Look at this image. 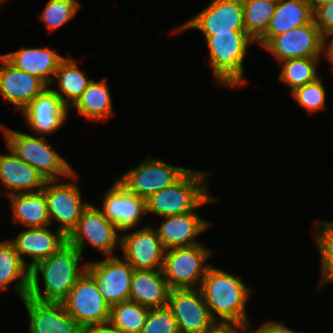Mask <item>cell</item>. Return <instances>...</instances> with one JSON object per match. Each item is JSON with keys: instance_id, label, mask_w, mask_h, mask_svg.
Masks as SVG:
<instances>
[{"instance_id": "8992f818", "label": "cell", "mask_w": 333, "mask_h": 333, "mask_svg": "<svg viewBox=\"0 0 333 333\" xmlns=\"http://www.w3.org/2000/svg\"><path fill=\"white\" fill-rule=\"evenodd\" d=\"M212 250L201 243L165 251L162 271L171 289L200 288ZM199 285V286H198Z\"/></svg>"}, {"instance_id": "7a4b0ae2", "label": "cell", "mask_w": 333, "mask_h": 333, "mask_svg": "<svg viewBox=\"0 0 333 333\" xmlns=\"http://www.w3.org/2000/svg\"><path fill=\"white\" fill-rule=\"evenodd\" d=\"M241 280V277L230 275L221 269L211 266L208 268L200 289L216 322L250 326L245 303L251 294V289Z\"/></svg>"}, {"instance_id": "7c38bea8", "label": "cell", "mask_w": 333, "mask_h": 333, "mask_svg": "<svg viewBox=\"0 0 333 333\" xmlns=\"http://www.w3.org/2000/svg\"><path fill=\"white\" fill-rule=\"evenodd\" d=\"M324 42L325 37L313 20L274 36L263 48L281 62L296 58H320L324 54Z\"/></svg>"}, {"instance_id": "83f0119b", "label": "cell", "mask_w": 333, "mask_h": 333, "mask_svg": "<svg viewBox=\"0 0 333 333\" xmlns=\"http://www.w3.org/2000/svg\"><path fill=\"white\" fill-rule=\"evenodd\" d=\"M107 81L100 82L92 81L88 84L87 88L83 91L80 98L72 106L77 109L80 115L100 122L106 120L112 115V99L109 91Z\"/></svg>"}, {"instance_id": "8fae6325", "label": "cell", "mask_w": 333, "mask_h": 333, "mask_svg": "<svg viewBox=\"0 0 333 333\" xmlns=\"http://www.w3.org/2000/svg\"><path fill=\"white\" fill-rule=\"evenodd\" d=\"M55 182L46 180L42 190L47 200L50 223L52 218L57 221L60 224L58 230L68 237L90 203L81 201V192L76 183Z\"/></svg>"}, {"instance_id": "ab89813d", "label": "cell", "mask_w": 333, "mask_h": 333, "mask_svg": "<svg viewBox=\"0 0 333 333\" xmlns=\"http://www.w3.org/2000/svg\"><path fill=\"white\" fill-rule=\"evenodd\" d=\"M84 333H123L110 321L98 323L87 327Z\"/></svg>"}, {"instance_id": "5bb4252c", "label": "cell", "mask_w": 333, "mask_h": 333, "mask_svg": "<svg viewBox=\"0 0 333 333\" xmlns=\"http://www.w3.org/2000/svg\"><path fill=\"white\" fill-rule=\"evenodd\" d=\"M167 307L180 333H205L216 323L200 288L171 289Z\"/></svg>"}, {"instance_id": "d6986e66", "label": "cell", "mask_w": 333, "mask_h": 333, "mask_svg": "<svg viewBox=\"0 0 333 333\" xmlns=\"http://www.w3.org/2000/svg\"><path fill=\"white\" fill-rule=\"evenodd\" d=\"M21 112L30 129L44 137L63 126L68 108L52 88L47 87Z\"/></svg>"}, {"instance_id": "cb8c5ba5", "label": "cell", "mask_w": 333, "mask_h": 333, "mask_svg": "<svg viewBox=\"0 0 333 333\" xmlns=\"http://www.w3.org/2000/svg\"><path fill=\"white\" fill-rule=\"evenodd\" d=\"M3 56L16 68L39 77L48 86L53 83V75L65 58L48 47H22L18 51L3 54Z\"/></svg>"}, {"instance_id": "4fadbf2b", "label": "cell", "mask_w": 333, "mask_h": 333, "mask_svg": "<svg viewBox=\"0 0 333 333\" xmlns=\"http://www.w3.org/2000/svg\"><path fill=\"white\" fill-rule=\"evenodd\" d=\"M86 271L94 278L99 292L111 307L129 300L134 268L123 258L107 256L105 260L86 263Z\"/></svg>"}, {"instance_id": "f546056e", "label": "cell", "mask_w": 333, "mask_h": 333, "mask_svg": "<svg viewBox=\"0 0 333 333\" xmlns=\"http://www.w3.org/2000/svg\"><path fill=\"white\" fill-rule=\"evenodd\" d=\"M246 33L256 42L265 32L277 3L267 0H242Z\"/></svg>"}, {"instance_id": "e0dca14e", "label": "cell", "mask_w": 333, "mask_h": 333, "mask_svg": "<svg viewBox=\"0 0 333 333\" xmlns=\"http://www.w3.org/2000/svg\"><path fill=\"white\" fill-rule=\"evenodd\" d=\"M0 94L20 112L47 87L39 77L16 68L0 55Z\"/></svg>"}, {"instance_id": "8d00e7d4", "label": "cell", "mask_w": 333, "mask_h": 333, "mask_svg": "<svg viewBox=\"0 0 333 333\" xmlns=\"http://www.w3.org/2000/svg\"><path fill=\"white\" fill-rule=\"evenodd\" d=\"M315 25L325 37L333 31V0L314 12Z\"/></svg>"}, {"instance_id": "4dcf8cb0", "label": "cell", "mask_w": 333, "mask_h": 333, "mask_svg": "<svg viewBox=\"0 0 333 333\" xmlns=\"http://www.w3.org/2000/svg\"><path fill=\"white\" fill-rule=\"evenodd\" d=\"M319 61L320 58H296L281 61L283 67L279 73V79L287 84L293 92L295 89L319 78L316 72Z\"/></svg>"}, {"instance_id": "52a82bcc", "label": "cell", "mask_w": 333, "mask_h": 333, "mask_svg": "<svg viewBox=\"0 0 333 333\" xmlns=\"http://www.w3.org/2000/svg\"><path fill=\"white\" fill-rule=\"evenodd\" d=\"M120 230L94 205L89 204L82 212L77 226L67 237V242L81 254L88 245L107 256H113L121 241Z\"/></svg>"}, {"instance_id": "1f68e13d", "label": "cell", "mask_w": 333, "mask_h": 333, "mask_svg": "<svg viewBox=\"0 0 333 333\" xmlns=\"http://www.w3.org/2000/svg\"><path fill=\"white\" fill-rule=\"evenodd\" d=\"M148 312L149 308L128 300L110 307L109 321L123 333H140Z\"/></svg>"}, {"instance_id": "f1b7e54d", "label": "cell", "mask_w": 333, "mask_h": 333, "mask_svg": "<svg viewBox=\"0 0 333 333\" xmlns=\"http://www.w3.org/2000/svg\"><path fill=\"white\" fill-rule=\"evenodd\" d=\"M54 81H57L59 90H52L68 108L76 103L92 79H88L79 69L77 62L68 56L60 62Z\"/></svg>"}, {"instance_id": "ffe728a7", "label": "cell", "mask_w": 333, "mask_h": 333, "mask_svg": "<svg viewBox=\"0 0 333 333\" xmlns=\"http://www.w3.org/2000/svg\"><path fill=\"white\" fill-rule=\"evenodd\" d=\"M9 241L14 245L23 262L31 268L39 261L56 253L67 243V237L58 229L54 232L50 231L48 226L28 227ZM24 255L32 258L29 264L22 257Z\"/></svg>"}, {"instance_id": "ac0fdd59", "label": "cell", "mask_w": 333, "mask_h": 333, "mask_svg": "<svg viewBox=\"0 0 333 333\" xmlns=\"http://www.w3.org/2000/svg\"><path fill=\"white\" fill-rule=\"evenodd\" d=\"M22 302L29 316V333H84L62 303L39 302L27 296Z\"/></svg>"}, {"instance_id": "9a60e30c", "label": "cell", "mask_w": 333, "mask_h": 333, "mask_svg": "<svg viewBox=\"0 0 333 333\" xmlns=\"http://www.w3.org/2000/svg\"><path fill=\"white\" fill-rule=\"evenodd\" d=\"M120 247L123 258L134 269L157 270L163 267L166 250L153 227L146 226L134 233L121 234Z\"/></svg>"}, {"instance_id": "2e32d148", "label": "cell", "mask_w": 333, "mask_h": 333, "mask_svg": "<svg viewBox=\"0 0 333 333\" xmlns=\"http://www.w3.org/2000/svg\"><path fill=\"white\" fill-rule=\"evenodd\" d=\"M99 209L119 230L128 231L139 224L146 215V200L129 192L116 180L105 193Z\"/></svg>"}, {"instance_id": "30bf717a", "label": "cell", "mask_w": 333, "mask_h": 333, "mask_svg": "<svg viewBox=\"0 0 333 333\" xmlns=\"http://www.w3.org/2000/svg\"><path fill=\"white\" fill-rule=\"evenodd\" d=\"M196 28L205 36L215 33H246L242 0H212L207 7L193 16L175 32Z\"/></svg>"}, {"instance_id": "7402d4cb", "label": "cell", "mask_w": 333, "mask_h": 333, "mask_svg": "<svg viewBox=\"0 0 333 333\" xmlns=\"http://www.w3.org/2000/svg\"><path fill=\"white\" fill-rule=\"evenodd\" d=\"M10 154H0V180L7 196L17 193L38 192L46 180L33 167L20 159L11 149Z\"/></svg>"}, {"instance_id": "b9f144b4", "label": "cell", "mask_w": 333, "mask_h": 333, "mask_svg": "<svg viewBox=\"0 0 333 333\" xmlns=\"http://www.w3.org/2000/svg\"><path fill=\"white\" fill-rule=\"evenodd\" d=\"M333 282V269H321L320 285Z\"/></svg>"}, {"instance_id": "5b68a950", "label": "cell", "mask_w": 333, "mask_h": 333, "mask_svg": "<svg viewBox=\"0 0 333 333\" xmlns=\"http://www.w3.org/2000/svg\"><path fill=\"white\" fill-rule=\"evenodd\" d=\"M6 139L7 148L25 161L45 180H59L60 176L77 180L78 176L68 164L46 141L45 136L35 137L23 132L14 131L0 124Z\"/></svg>"}, {"instance_id": "4316f807", "label": "cell", "mask_w": 333, "mask_h": 333, "mask_svg": "<svg viewBox=\"0 0 333 333\" xmlns=\"http://www.w3.org/2000/svg\"><path fill=\"white\" fill-rule=\"evenodd\" d=\"M17 280L16 292L21 300L28 295L30 268L23 262L14 245L9 240L0 241V291L8 289V284Z\"/></svg>"}, {"instance_id": "ba28073f", "label": "cell", "mask_w": 333, "mask_h": 333, "mask_svg": "<svg viewBox=\"0 0 333 333\" xmlns=\"http://www.w3.org/2000/svg\"><path fill=\"white\" fill-rule=\"evenodd\" d=\"M61 303L84 330L91 325L109 321L110 306L86 270Z\"/></svg>"}, {"instance_id": "d590c367", "label": "cell", "mask_w": 333, "mask_h": 333, "mask_svg": "<svg viewBox=\"0 0 333 333\" xmlns=\"http://www.w3.org/2000/svg\"><path fill=\"white\" fill-rule=\"evenodd\" d=\"M314 224V239L321 255V269H333V221L315 220Z\"/></svg>"}, {"instance_id": "603a6c76", "label": "cell", "mask_w": 333, "mask_h": 333, "mask_svg": "<svg viewBox=\"0 0 333 333\" xmlns=\"http://www.w3.org/2000/svg\"><path fill=\"white\" fill-rule=\"evenodd\" d=\"M170 291L162 269H134L129 301L149 309L160 308L167 306Z\"/></svg>"}, {"instance_id": "836d02e7", "label": "cell", "mask_w": 333, "mask_h": 333, "mask_svg": "<svg viewBox=\"0 0 333 333\" xmlns=\"http://www.w3.org/2000/svg\"><path fill=\"white\" fill-rule=\"evenodd\" d=\"M291 95L309 114L324 110L326 107V90L320 78L295 89Z\"/></svg>"}, {"instance_id": "f35d334b", "label": "cell", "mask_w": 333, "mask_h": 333, "mask_svg": "<svg viewBox=\"0 0 333 333\" xmlns=\"http://www.w3.org/2000/svg\"><path fill=\"white\" fill-rule=\"evenodd\" d=\"M249 333H299L294 330L289 329L284 324L275 321H266L257 330L251 331Z\"/></svg>"}, {"instance_id": "74e56055", "label": "cell", "mask_w": 333, "mask_h": 333, "mask_svg": "<svg viewBox=\"0 0 333 333\" xmlns=\"http://www.w3.org/2000/svg\"><path fill=\"white\" fill-rule=\"evenodd\" d=\"M250 328L247 325L238 323H220L216 322L209 330L205 333H249Z\"/></svg>"}, {"instance_id": "6da1fadb", "label": "cell", "mask_w": 333, "mask_h": 333, "mask_svg": "<svg viewBox=\"0 0 333 333\" xmlns=\"http://www.w3.org/2000/svg\"><path fill=\"white\" fill-rule=\"evenodd\" d=\"M81 255L67 242L56 253L36 263L30 268L27 297L39 302L61 303L86 270V263L79 267ZM39 274L44 280L43 292L39 284Z\"/></svg>"}, {"instance_id": "7bdbcfd3", "label": "cell", "mask_w": 333, "mask_h": 333, "mask_svg": "<svg viewBox=\"0 0 333 333\" xmlns=\"http://www.w3.org/2000/svg\"><path fill=\"white\" fill-rule=\"evenodd\" d=\"M312 12L314 13L317 9L324 6L326 3H329L331 0H304Z\"/></svg>"}, {"instance_id": "44dd1931", "label": "cell", "mask_w": 333, "mask_h": 333, "mask_svg": "<svg viewBox=\"0 0 333 333\" xmlns=\"http://www.w3.org/2000/svg\"><path fill=\"white\" fill-rule=\"evenodd\" d=\"M163 219L164 222L155 230L165 250L198 244L197 235L211 226L196 211L166 216Z\"/></svg>"}, {"instance_id": "60d3db41", "label": "cell", "mask_w": 333, "mask_h": 333, "mask_svg": "<svg viewBox=\"0 0 333 333\" xmlns=\"http://www.w3.org/2000/svg\"><path fill=\"white\" fill-rule=\"evenodd\" d=\"M330 37H332V38L329 40L328 38H330ZM324 54H325L326 59L329 60L333 64V31L330 32L327 36H325Z\"/></svg>"}, {"instance_id": "d4e9b609", "label": "cell", "mask_w": 333, "mask_h": 333, "mask_svg": "<svg viewBox=\"0 0 333 333\" xmlns=\"http://www.w3.org/2000/svg\"><path fill=\"white\" fill-rule=\"evenodd\" d=\"M314 13L304 0H280L266 32L255 42L265 46L274 36L313 21Z\"/></svg>"}, {"instance_id": "d6a6232c", "label": "cell", "mask_w": 333, "mask_h": 333, "mask_svg": "<svg viewBox=\"0 0 333 333\" xmlns=\"http://www.w3.org/2000/svg\"><path fill=\"white\" fill-rule=\"evenodd\" d=\"M79 7L77 0H49L40 19L50 31H54L73 19Z\"/></svg>"}, {"instance_id": "e575fe53", "label": "cell", "mask_w": 333, "mask_h": 333, "mask_svg": "<svg viewBox=\"0 0 333 333\" xmlns=\"http://www.w3.org/2000/svg\"><path fill=\"white\" fill-rule=\"evenodd\" d=\"M140 333H180L178 323L167 307L149 309Z\"/></svg>"}, {"instance_id": "ee69618b", "label": "cell", "mask_w": 333, "mask_h": 333, "mask_svg": "<svg viewBox=\"0 0 333 333\" xmlns=\"http://www.w3.org/2000/svg\"><path fill=\"white\" fill-rule=\"evenodd\" d=\"M267 1L278 3L280 0H267Z\"/></svg>"}, {"instance_id": "277c9868", "label": "cell", "mask_w": 333, "mask_h": 333, "mask_svg": "<svg viewBox=\"0 0 333 333\" xmlns=\"http://www.w3.org/2000/svg\"><path fill=\"white\" fill-rule=\"evenodd\" d=\"M209 49L208 64L219 84L230 87L245 85L243 61L249 44L255 41L247 33H215L205 36Z\"/></svg>"}, {"instance_id": "3957f363", "label": "cell", "mask_w": 333, "mask_h": 333, "mask_svg": "<svg viewBox=\"0 0 333 333\" xmlns=\"http://www.w3.org/2000/svg\"><path fill=\"white\" fill-rule=\"evenodd\" d=\"M209 172L188 170L178 181L146 199V215L166 217L195 211L201 205L218 201L209 193Z\"/></svg>"}, {"instance_id": "484cf974", "label": "cell", "mask_w": 333, "mask_h": 333, "mask_svg": "<svg viewBox=\"0 0 333 333\" xmlns=\"http://www.w3.org/2000/svg\"><path fill=\"white\" fill-rule=\"evenodd\" d=\"M13 221L27 227H46L50 225L47 200L43 190L17 193L8 196Z\"/></svg>"}, {"instance_id": "9c48e42d", "label": "cell", "mask_w": 333, "mask_h": 333, "mask_svg": "<svg viewBox=\"0 0 333 333\" xmlns=\"http://www.w3.org/2000/svg\"><path fill=\"white\" fill-rule=\"evenodd\" d=\"M188 170L149 156L137 167L125 172L118 181L129 192L146 200L152 194L174 184Z\"/></svg>"}]
</instances>
